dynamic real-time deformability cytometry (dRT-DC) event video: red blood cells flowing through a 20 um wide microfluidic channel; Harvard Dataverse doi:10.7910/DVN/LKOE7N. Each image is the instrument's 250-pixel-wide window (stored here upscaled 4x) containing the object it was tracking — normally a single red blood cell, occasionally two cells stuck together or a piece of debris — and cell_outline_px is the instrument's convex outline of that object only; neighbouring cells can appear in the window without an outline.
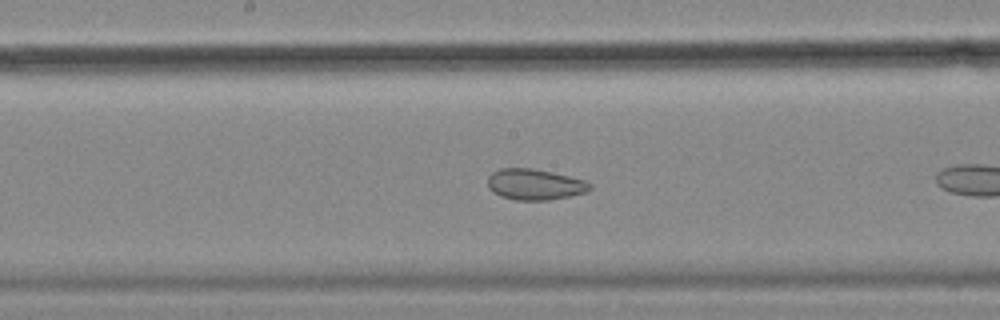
{"species": "common noctule bat (a hibernating species)", "species_latin": "Nyctalus noctula", "temperature_condition": "cold", "stored_images_in_passage": 16, "camera_frame_rate_fps": 3000, "um_per_image_px": 0.085, "animal": {"sex": "female", "body_mass_g": 18.4}, "frame": {"image": 1, "passage_image": 14, "time_ms": 4.333, "image_size_px": [1000, 320], "cell_outline_px": [[592, 188], [584, 192], [568, 196], [548, 200], [516, 200], [500, 196], [492, 192], [488, 188], [488, 176], [492, 172], [500, 168], [532, 168], [568, 176], [584, 180], [592, 184]], "centroid_in_image_um": [45.41, 15.67], "position_along_channel_um": 202.8, "area_um2": 18.32}}